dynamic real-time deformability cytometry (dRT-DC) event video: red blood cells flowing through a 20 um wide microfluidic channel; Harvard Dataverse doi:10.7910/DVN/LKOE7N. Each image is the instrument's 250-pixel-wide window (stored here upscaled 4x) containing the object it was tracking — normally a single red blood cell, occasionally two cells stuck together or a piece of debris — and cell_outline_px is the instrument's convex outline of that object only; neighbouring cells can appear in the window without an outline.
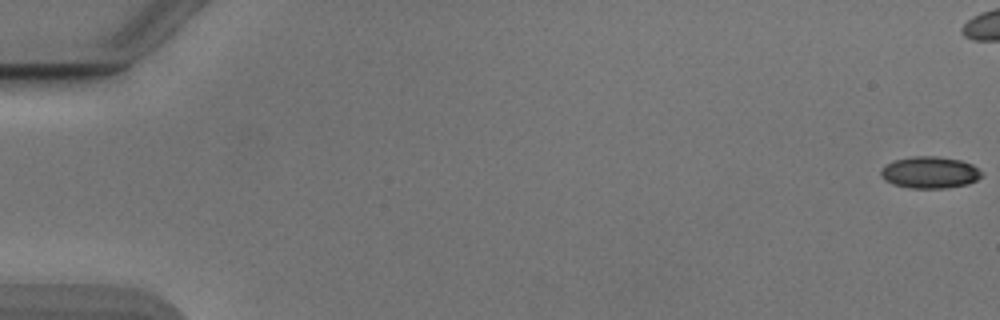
{"species": "Egyptian fruit bat (a non-hibernating species)", "species_latin": "Rousettus aegyptiacus", "temperature_condition": "cold", "stored_images_in_passage": 15, "camera_frame_rate_fps": 3000, "um_per_image_px": 0.085, "animal": {"sex": "male"}, "frame": {"image": 1, "passage_image": 1, "time_ms": 0.0, "image_size_px": [1000, 320], "cell_outline_px": [[984, 172], [976, 180], [968, 184], [944, 188], [908, 188], [892, 184], [884, 180], [880, 176], [880, 168], [896, 160], [912, 156], [936, 156], [960, 160], [972, 164]], "centroid_in_image_um": [79.02, 14.66], "position_along_channel_um": 6.0, "area_um2": 18.73}}